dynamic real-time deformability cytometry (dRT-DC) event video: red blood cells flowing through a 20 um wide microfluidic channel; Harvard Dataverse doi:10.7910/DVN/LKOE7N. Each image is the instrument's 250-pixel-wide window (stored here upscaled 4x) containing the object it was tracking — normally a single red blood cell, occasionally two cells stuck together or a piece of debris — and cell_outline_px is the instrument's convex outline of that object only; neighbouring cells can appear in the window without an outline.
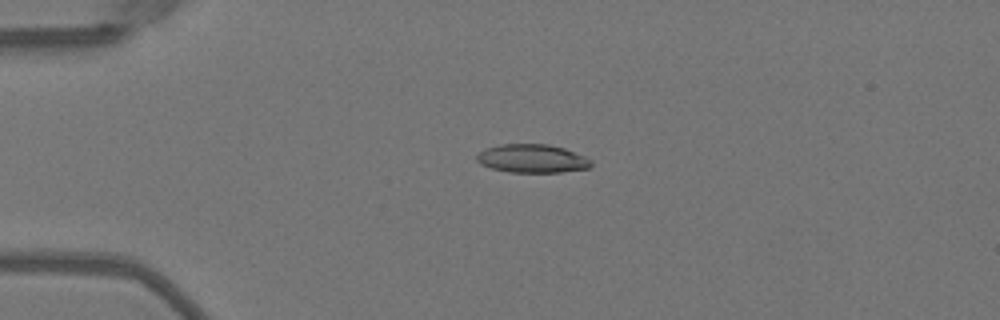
{"species": "Egyptian fruit bat (a non-hibernating species)", "species_latin": "Rousettus aegyptiacus", "temperature_condition": "warm", "stored_images_in_passage": 34, "camera_frame_rate_fps": 3000, "um_per_image_px": 0.085, "animal": {"sex": "female"}, "frame": {"image": 1, "passage_image": 2, "time_ms": 0.333, "image_size_px": [1000, 320], "cell_outline_px": [[592, 164], [588, 168], [560, 172], [508, 172], [492, 168], [480, 164], [476, 160], [476, 156], [484, 148], [500, 144], [548, 144], [564, 148], [584, 156], [592, 160]], "centroid_in_image_um": [45.21, 13.47], "position_along_channel_um": 39.8, "area_um2": 18.96}}
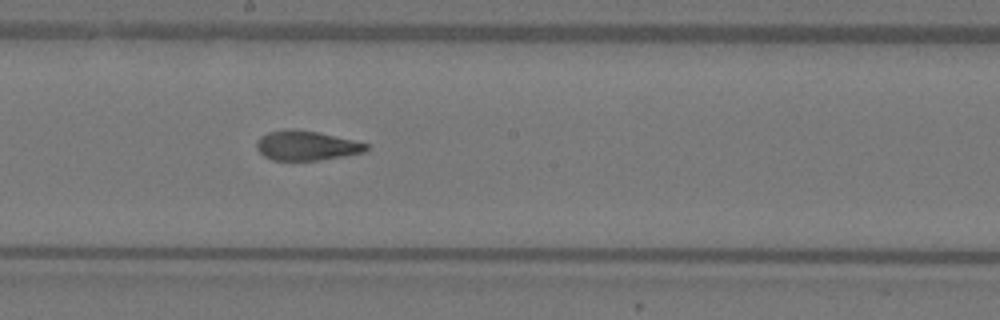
{"frame": {"image": 2, "passage_image": 18, "time_ms": 5.667, "image_size_px": [1000, 320], "cell_outline_px": [[368, 148], [364, 152], [344, 156], [316, 160], [272, 160], [264, 156], [256, 148], [256, 140], [260, 136], [268, 132], [284, 128], [292, 128], [316, 132], [352, 140], [368, 144]], "centroid_in_image_um": [25.98, 12.36], "position_along_channel_um": 222.2, "area_um2": 18.84}}
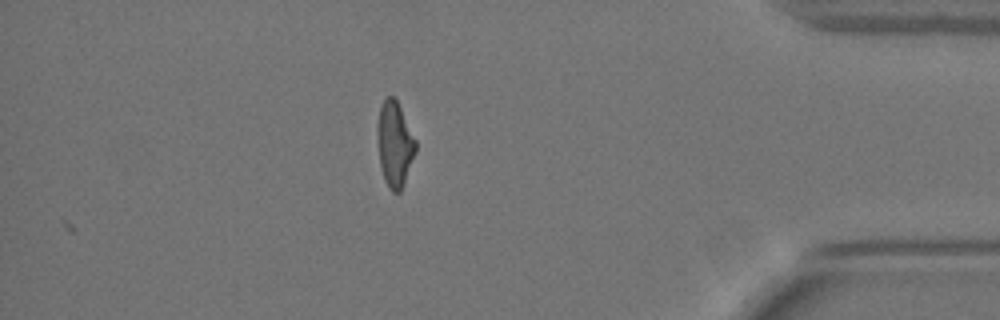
{"frame": {"image": 3, "passage_image": 34, "time_ms": 11.0, "image_size_px": [1000, 320], "cell_outline_px": [[416, 152], [404, 184], [400, 192], [392, 192], [388, 188], [384, 180], [380, 168], [376, 128], [380, 104], [384, 96], [392, 96], [396, 100], [416, 140]], "centroid_in_image_um": [33.52, 12.26], "position_along_channel_um": 401.7, "area_um2": 19.25}, "authors_computed_cell_mechanics": {"area_um2": 19.3919, "velocity_mm_per_s": 4.0561, "shape_relaxation_time_tau1_ms": 5.2704, "shape_relaxation_time_tau2_ms": 1.219, "deformation_change_tau1": 0.2028, "deformation_change_tau2": 0.0929}}